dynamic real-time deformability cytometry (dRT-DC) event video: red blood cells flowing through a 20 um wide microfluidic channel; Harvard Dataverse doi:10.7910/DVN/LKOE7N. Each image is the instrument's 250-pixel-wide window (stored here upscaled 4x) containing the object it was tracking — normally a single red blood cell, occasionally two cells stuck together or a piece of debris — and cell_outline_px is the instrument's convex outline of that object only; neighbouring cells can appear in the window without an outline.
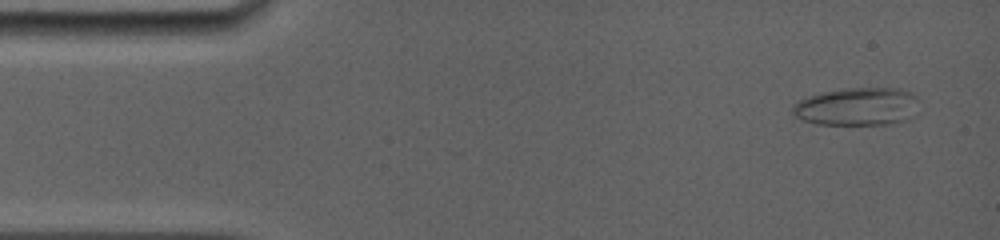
{"species": "common noctule bat (a hibernating species)", "species_latin": "Nyctalus noctula", "temperature_condition": "room temperature", "stored_images_in_passage": 4, "camera_frame_rate_fps": 5000, "um_per_image_px": 0.085, "animal": {"sex": "female", "body_mass_g": 19.0, "forearm_length_mm": 56.7}, "frame": {"image": 1, "passage_image": 1, "time_ms": 0.0, "image_size_px": [1000, 240], "cell_outline_px": [[916, 100], [904, 120], [888, 124], [816, 124], [800, 120], [792, 112], [792, 108], [800, 100], [808, 96], [824, 92], [848, 88], [900, 88], [912, 92], [916, 96]], "centroid_in_image_um": [72.77, 9.05], "position_along_channel_um": 12.2, "area_um2": 27.22}}